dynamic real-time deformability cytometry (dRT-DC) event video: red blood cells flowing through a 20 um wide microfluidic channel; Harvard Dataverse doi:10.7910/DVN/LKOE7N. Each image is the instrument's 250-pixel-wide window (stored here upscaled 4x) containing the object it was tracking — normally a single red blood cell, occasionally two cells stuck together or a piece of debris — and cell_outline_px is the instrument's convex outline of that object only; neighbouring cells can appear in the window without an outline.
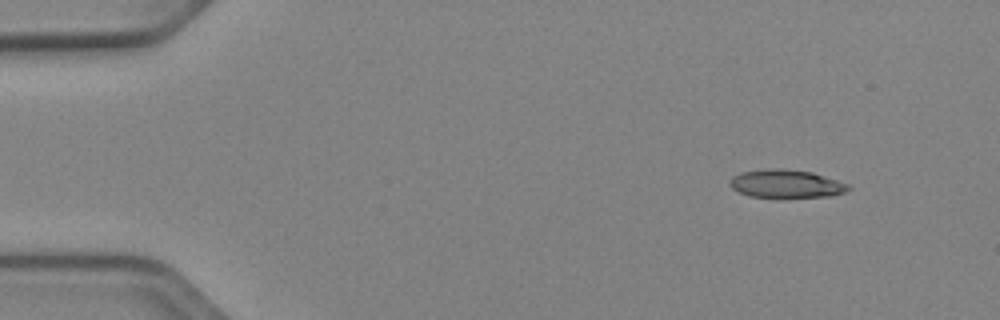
{"species": "Egyptian fruit bat (a non-hibernating species)", "species_latin": "Rousettus aegyptiacus", "temperature_condition": "cold", "stored_images_in_passage": 48, "camera_frame_rate_fps": 3000, "um_per_image_px": 0.085, "animal": {"sex": "female"}, "frame": {"image": 1, "passage_image": 1, "time_ms": 0.0, "image_size_px": [1000, 320], "cell_outline_px": [[852, 188], [848, 192], [832, 196], [748, 196], [732, 188], [728, 184], [728, 180], [732, 176], [740, 172], [764, 168], [780, 168], [812, 172], [848, 184]], "centroid_in_image_um": [66.8, 15.59], "position_along_channel_um": 18.2, "area_um2": 19.36}}
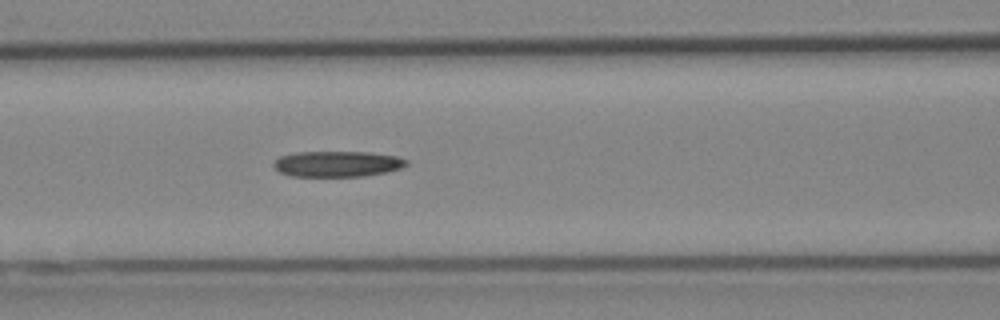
{"frame": {"image": 2, "passage_image": 18, "time_ms": 5.667, "image_size_px": [1000, 320], "cell_outline_px": [[408, 164], [400, 168], [388, 172], [364, 176], [292, 176], [280, 172], [272, 164], [280, 156], [296, 152], [368, 152], [396, 156], [408, 160]], "centroid_in_image_um": [28.69, 13.93], "position_along_channel_um": 137.9, "area_um2": 19.88}}
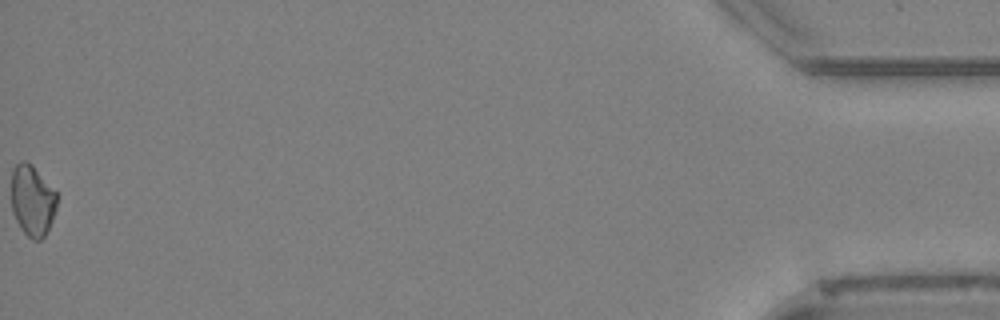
{"frame": {"image": 3, "passage_image": 48, "time_ms": 15.667, "image_size_px": [1000, 320], "cell_outline_px": [[56, 208], [52, 220], [44, 236], [40, 240], [32, 240], [20, 228], [12, 212], [12, 168], [20, 160], [28, 160], [32, 164], [56, 192]], "centroid_in_image_um": [2.73, 17.02], "position_along_channel_um": 432.5, "area_um2": 18.84}}